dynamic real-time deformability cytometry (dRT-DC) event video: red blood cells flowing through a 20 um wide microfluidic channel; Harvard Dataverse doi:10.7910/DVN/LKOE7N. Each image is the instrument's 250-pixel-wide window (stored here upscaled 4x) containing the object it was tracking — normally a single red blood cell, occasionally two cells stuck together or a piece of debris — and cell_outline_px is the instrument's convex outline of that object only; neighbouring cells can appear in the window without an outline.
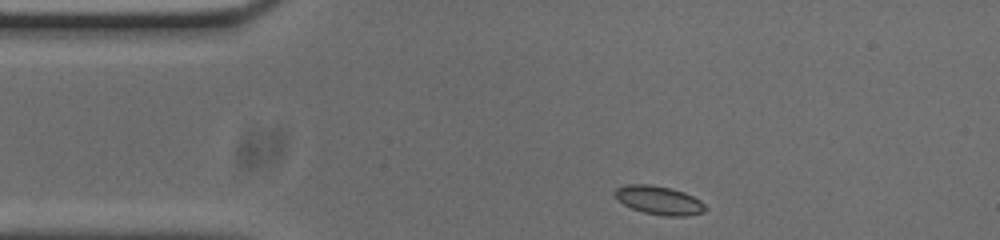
{"species": "common noctule bat (a hibernating species)", "species_latin": "Nyctalus noctula", "temperature_condition": "cold", "stored_images_in_passage": 46, "camera_frame_rate_fps": 3000, "um_per_image_px": 0.085, "animal": {"sex": "male", "body_mass_g": 20.0, "forearm_length_mm": 53.3}, "frame": {"image": 1, "passage_image": 1, "time_ms": 0.0, "image_size_px": [1000, 240], "cell_outline_px": [[708, 208], [704, 212], [688, 216], [664, 216], [644, 212], [632, 208], [624, 204], [612, 192], [616, 188], [624, 184], [648, 184], [672, 188], [684, 192], [700, 200]], "centroid_in_image_um": [56.03, 17.02], "position_along_channel_um": 29.0, "area_um2": 15.14}}
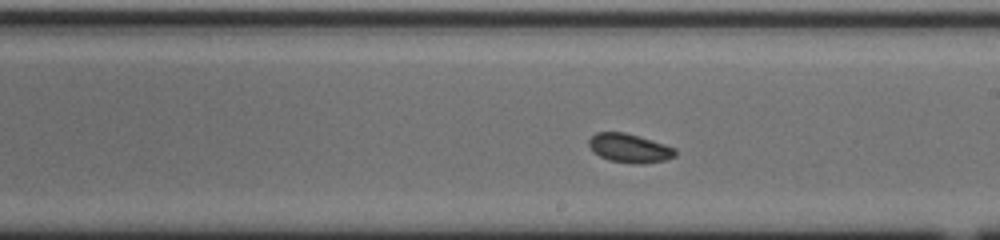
{"frame": {"image": 2, "passage_image": 21, "time_ms": 6.667, "image_size_px": [1000, 240], "cell_outline_px": [[676, 156], [664, 160], [608, 160], [592, 152], [588, 144], [588, 140], [596, 132], [624, 132], [652, 140], [676, 148]], "centroid_in_image_um": [53.44, 12.52], "position_along_channel_um": 235.6, "area_um2": 13.7}}
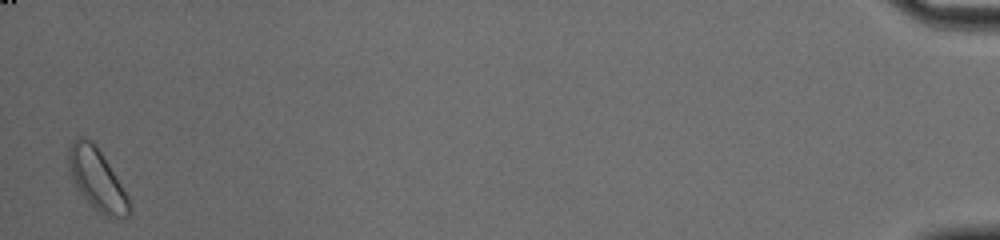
{"frame": {"image": 3, "passage_image": 45, "time_ms": 14.667, "image_size_px": [1000, 240], "cell_outline_px": [[132, 212], [124, 220], [112, 220], [104, 216], [80, 192], [68, 168], [68, 148], [72, 140], [76, 136], [80, 136], [92, 140], [96, 144], [128, 196], [132, 208]], "centroid_in_image_um": [8.28, 15.26], "position_along_channel_um": 426.9, "area_um2": 21.85}, "authors_computed_cell_mechanics": {"area_um2": 14.7101, "velocity_mm_per_s": 3.6886, "shape_relaxation_time_tau1_ms": 2.82, "shape_relaxation_time_tau2_ms": null, "deformation_change_tau1": 0.0715, "deformation_change_tau2": null}}